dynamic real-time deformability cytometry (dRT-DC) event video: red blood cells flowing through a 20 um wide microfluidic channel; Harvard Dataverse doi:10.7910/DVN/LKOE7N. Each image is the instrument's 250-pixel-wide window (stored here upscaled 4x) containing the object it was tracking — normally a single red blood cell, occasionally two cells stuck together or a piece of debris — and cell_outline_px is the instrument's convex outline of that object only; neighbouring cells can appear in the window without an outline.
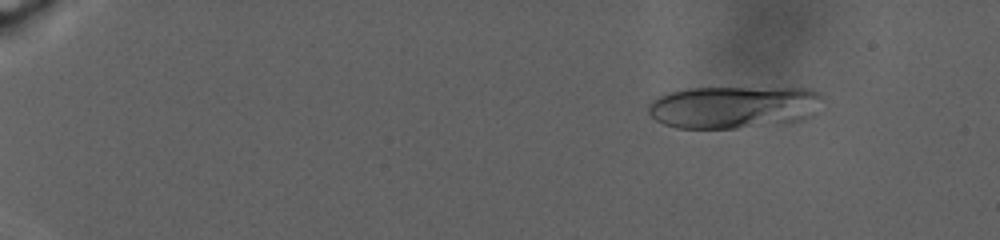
{"species": "human", "species_latin": "Homo sapiens", "temperature_condition": "warm", "stored_images_in_passage": 39, "camera_frame_rate_fps": 3000, "um_per_image_px": 0.085, "donor": {"sex": "male"}, "frame": {"image": 1, "passage_image": 5, "time_ms": 3.333, "image_size_px": [1000, 240], "cell_outline_px": [[824, 100], [800, 120], [736, 128], [676, 128], [664, 124], [656, 120], [648, 112], [648, 104], [652, 100], [668, 92], [688, 88], [812, 88], [820, 92], [824, 96]], "centroid_in_image_um": [62.31, 9.08], "position_along_channel_um": 22.7, "area_um2": 42.77}}
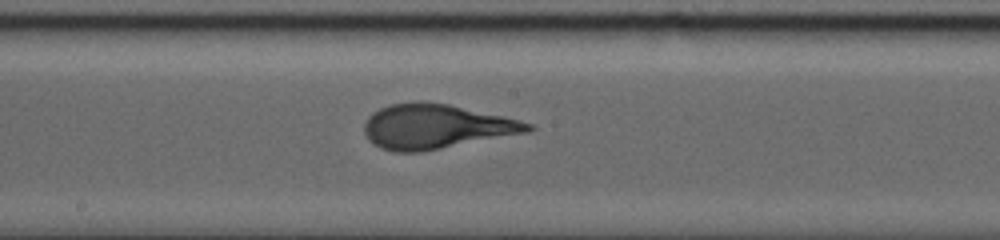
{"frame": {"image": 2, "passage_image": 23, "time_ms": 17.0, "image_size_px": [1000, 240], "cell_outline_px": [[536, 128], [528, 132], [420, 152], [396, 152], [380, 148], [368, 140], [364, 132], [364, 124], [368, 116], [372, 112], [380, 108], [392, 104], [416, 100], [420, 100], [448, 104], [504, 116], [520, 120], [532, 124]], "centroid_in_image_um": [37.03, 10.74], "position_along_channel_um": 211.2, "area_um2": 42.54}}
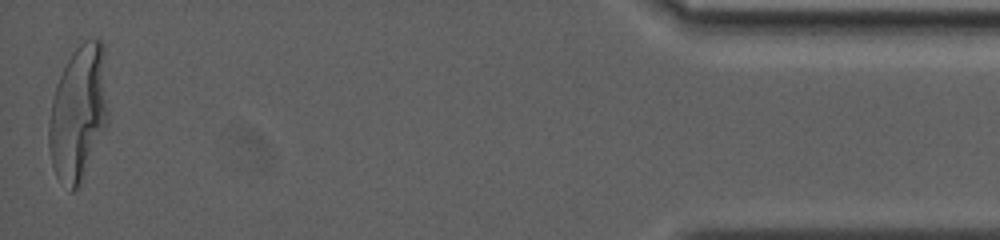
{"frame": {"image": 3, "passage_image": 39, "time_ms": 28.667, "image_size_px": [1000, 240], "cell_outline_px": [[108, 124], [80, 188], [72, 192], [56, 176], [52, 164], [48, 144], [48, 124], [52, 100], [56, 84], [72, 52], [84, 40], [100, 40], [104, 44], [108, 108]], "centroid_in_image_um": [6.68, 9.65], "position_along_channel_um": 428.5, "area_um2": 47.4}}